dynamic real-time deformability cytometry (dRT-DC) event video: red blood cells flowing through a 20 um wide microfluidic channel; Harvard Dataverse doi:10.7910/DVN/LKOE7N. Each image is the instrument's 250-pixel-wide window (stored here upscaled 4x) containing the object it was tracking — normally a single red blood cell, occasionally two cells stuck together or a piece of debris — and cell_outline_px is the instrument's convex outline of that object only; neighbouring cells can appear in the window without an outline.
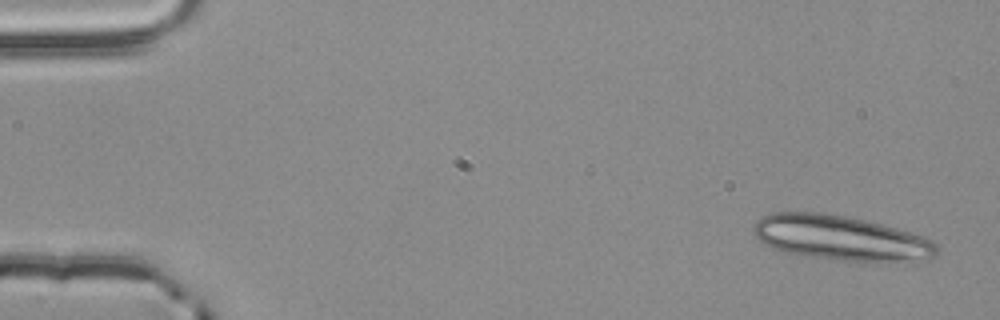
{"species": "common noctule bat (a hibernating species)", "species_latin": "Nyctalus noctula", "temperature_condition": "room temperature", "stored_images_in_passage": 3, "camera_frame_rate_fps": 3000, "um_per_image_px": 0.085, "animal": {"sex": "male", "body_mass_g": 20.4}, "frame": {"image": 1, "passage_image": 1, "time_ms": 0.0, "image_size_px": [1000, 320], "cell_outline_px": [[940, 252], [936, 256], [888, 260], [844, 260], [804, 256], [784, 252], [772, 248], [764, 244], [752, 232], [752, 228], [756, 220], [760, 216], [772, 212], [824, 212], [884, 224], [932, 240], [936, 244]], "centroid_in_image_um": [71.33, 20.18], "position_along_channel_um": 13.7, "area_um2": 47.16}}